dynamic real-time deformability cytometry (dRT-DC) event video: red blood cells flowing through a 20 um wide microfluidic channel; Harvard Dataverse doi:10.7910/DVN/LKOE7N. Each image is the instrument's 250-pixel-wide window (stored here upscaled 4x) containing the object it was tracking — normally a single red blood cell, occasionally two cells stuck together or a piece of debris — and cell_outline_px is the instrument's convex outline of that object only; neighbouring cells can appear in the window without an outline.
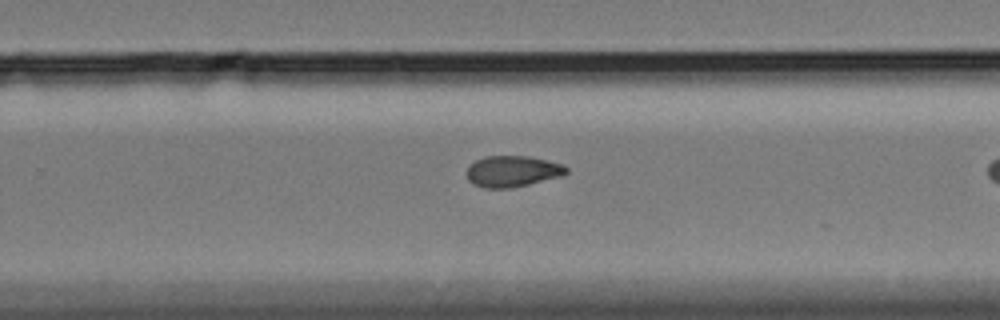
{"species": "Egyptian fruit bat (a non-hibernating species)", "species_latin": "Rousettus aegyptiacus", "temperature_condition": "cold", "stored_images_in_passage": 15, "camera_frame_rate_fps": 3000, "um_per_image_px": 0.085, "animal": {"sex": "female"}, "frame": {"image": 1, "passage_image": 13, "time_ms": 4.0, "image_size_px": [1000, 320], "cell_outline_px": [[568, 172], [560, 176], [512, 188], [484, 188], [472, 184], [468, 180], [468, 168], [476, 160], [484, 156], [528, 156], [548, 160], [560, 164], [568, 168]], "centroid_in_image_um": [43.54, 14.56], "position_along_channel_um": 286.3, "area_um2": 17.92}}